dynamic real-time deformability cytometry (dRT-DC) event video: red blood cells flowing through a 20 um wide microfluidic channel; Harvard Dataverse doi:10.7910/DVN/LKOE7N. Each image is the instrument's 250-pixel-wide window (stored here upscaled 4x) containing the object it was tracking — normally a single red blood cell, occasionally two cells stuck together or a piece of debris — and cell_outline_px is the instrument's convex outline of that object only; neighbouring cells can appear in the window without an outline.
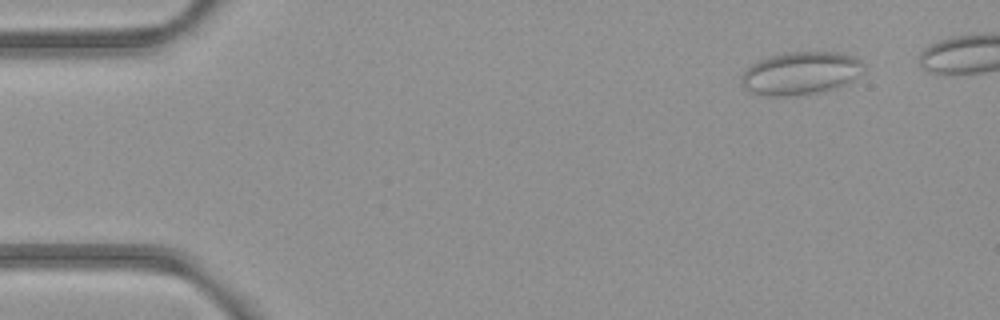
{"species": "common noctule bat (a hibernating species)", "species_latin": "Nyctalus noctula", "temperature_condition": "room temperature", "stored_images_in_passage": 6, "camera_frame_rate_fps": 3000, "um_per_image_px": 0.085, "animal": {"sex": "female", "body_mass_g": 21.9}, "frame": {"image": 1, "passage_image": 6, "time_ms": 6.0, "image_size_px": [1000, 320], "cell_outline_px": [[864, 72], [852, 80], [832, 88], [820, 92], [788, 96], [768, 96], [748, 92], [744, 88], [740, 80], [740, 76], [752, 64], [760, 60], [772, 56], [788, 52], [840, 52], [852, 56], [860, 60], [864, 64]], "centroid_in_image_um": [68.04, 6.23], "position_along_channel_um": 17.0, "area_um2": 30.46}}